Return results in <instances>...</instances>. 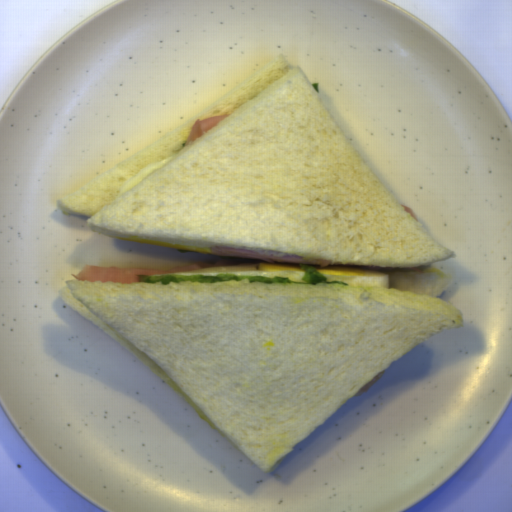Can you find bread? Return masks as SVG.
<instances>
[{
  "instance_id": "obj_1",
  "label": "bread",
  "mask_w": 512,
  "mask_h": 512,
  "mask_svg": "<svg viewBox=\"0 0 512 512\" xmlns=\"http://www.w3.org/2000/svg\"><path fill=\"white\" fill-rule=\"evenodd\" d=\"M389 287L65 281V305L156 374L264 472L396 359L459 328L437 269Z\"/></svg>"
},
{
  "instance_id": "obj_2",
  "label": "bread",
  "mask_w": 512,
  "mask_h": 512,
  "mask_svg": "<svg viewBox=\"0 0 512 512\" xmlns=\"http://www.w3.org/2000/svg\"><path fill=\"white\" fill-rule=\"evenodd\" d=\"M222 115L229 116L184 146L197 119ZM170 157L116 197L142 168ZM56 207L83 215L99 234L329 265L417 269L455 256L404 210L305 72L282 54Z\"/></svg>"
}]
</instances>
